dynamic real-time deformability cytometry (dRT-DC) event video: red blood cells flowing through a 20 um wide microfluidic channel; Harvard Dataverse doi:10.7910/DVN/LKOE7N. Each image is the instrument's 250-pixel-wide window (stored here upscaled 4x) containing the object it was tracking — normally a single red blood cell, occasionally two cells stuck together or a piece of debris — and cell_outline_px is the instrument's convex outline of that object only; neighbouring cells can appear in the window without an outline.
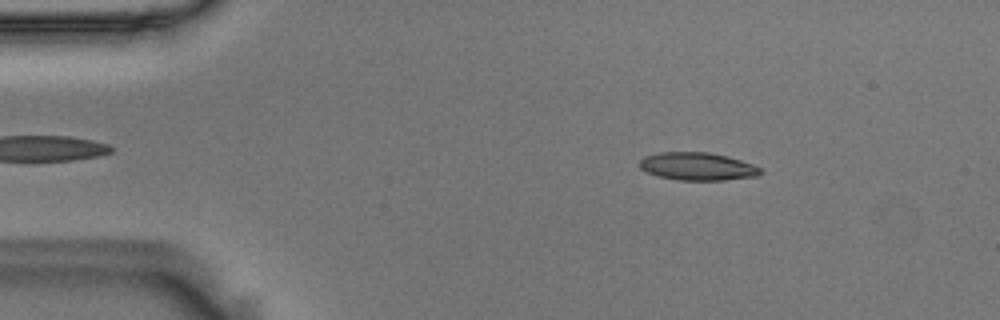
{"species": "Egyptian fruit bat (a non-hibernating species)", "species_latin": "Rousettus aegyptiacus", "temperature_condition": "room temperature", "stored_images_in_passage": 51, "camera_frame_rate_fps": 3000, "um_per_image_px": 0.085, "animal": {"sex": "male"}, "frame": {"image": 1, "passage_image": 5, "time_ms": 1.333, "image_size_px": [1000, 320], "cell_outline_px": [[764, 172], [760, 176], [724, 180], [680, 180], [660, 176], [648, 172], [640, 168], [640, 160], [644, 156], [660, 152], [708, 152], [728, 156], [752, 164], [760, 168]], "centroid_in_image_um": [59.33, 14.14], "position_along_channel_um": 25.7, "area_um2": 19.59}}
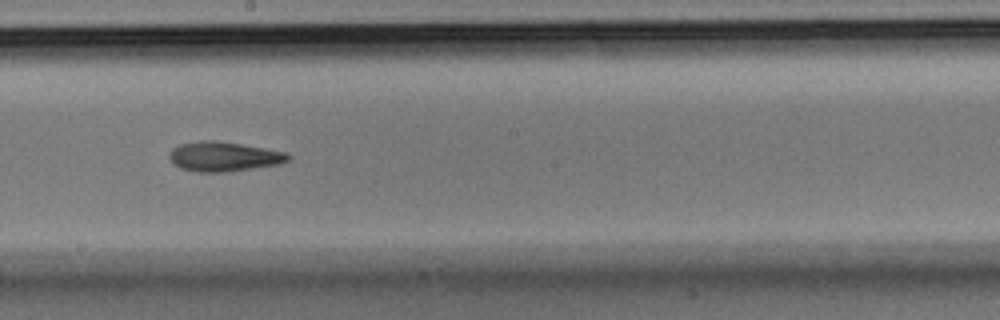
{"frame": {"image": 2, "passage_image": 27, "time_ms": 8.667, "image_size_px": [1000, 320], "cell_outline_px": [[292, 156], [288, 160], [280, 164], [228, 172], [196, 172], [180, 168], [172, 164], [168, 156], [172, 148], [180, 144], [200, 140], [216, 140], [288, 152]], "centroid_in_image_um": [19.01, 13.31], "position_along_channel_um": 229.2, "area_um2": 20.75}}
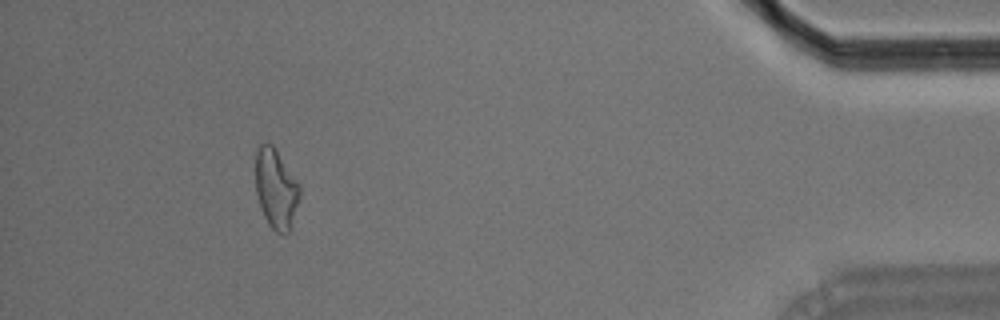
{"frame": {"image": 3, "passage_image": 47, "time_ms": 15.333, "image_size_px": [1000, 320], "cell_outline_px": [[300, 196], [288, 232], [284, 236], [276, 232], [268, 224], [264, 216], [256, 192], [256, 144], [272, 144], [276, 148], [300, 184]], "centroid_in_image_um": [23.46, 16.01], "position_along_channel_um": 411.7, "area_um2": 20.52}, "authors_computed_cell_mechanics": {"area_um2": 20.0566, "velocity_mm_per_s": 3.6333, "shape_relaxation_time_tau1_ms": null, "shape_relaxation_time_tau2_ms": 6.455, "deformation_change_tau1": null, "deformation_change_tau2": 0.1547}}